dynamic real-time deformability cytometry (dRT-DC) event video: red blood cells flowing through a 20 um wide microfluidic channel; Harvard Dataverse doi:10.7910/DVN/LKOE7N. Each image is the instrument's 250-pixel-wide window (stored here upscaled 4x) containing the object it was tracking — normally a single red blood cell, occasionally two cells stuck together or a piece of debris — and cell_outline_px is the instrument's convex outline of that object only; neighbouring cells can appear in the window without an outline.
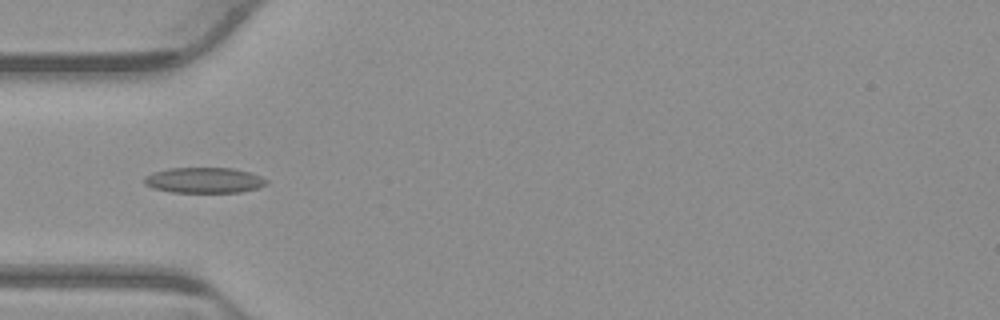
{"species": "common noctule bat (a hibernating species)", "species_latin": "Nyctalus noctula", "temperature_condition": "warm", "stored_images_in_passage": 37, "camera_frame_rate_fps": 3000, "um_per_image_px": 0.085, "animal": {"sex": "male", "body_mass_g": 23.1, "forearm_length_mm": 52.7}, "frame": {"image": 1, "passage_image": 1, "time_ms": 0.0, "image_size_px": [1000, 320], "cell_outline_px": [[268, 184], [260, 188], [240, 192], [172, 192], [152, 188], [144, 184], [144, 176], [152, 172], [168, 168], [232, 168], [248, 172], [260, 176], [268, 180]], "centroid_in_image_um": [17.34, 15.32], "position_along_channel_um": 67.7, "area_um2": 18.32}}
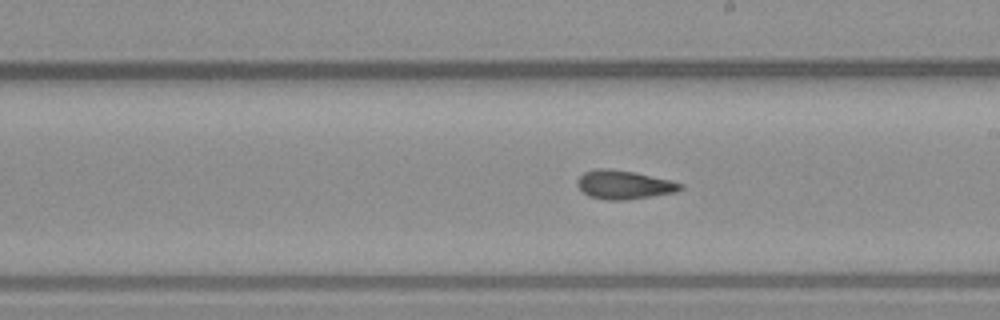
{"frame": {"image": 2, "passage_image": 14, "time_ms": 4.333, "image_size_px": [1000, 320], "cell_outline_px": [[684, 188], [676, 192], [628, 200], [608, 200], [588, 196], [576, 184], [576, 180], [584, 172], [596, 168], [608, 168], [632, 172], [668, 180], [684, 184]], "centroid_in_image_um": [53.02, 15.71], "position_along_channel_um": 236.0, "area_um2": 17.17}}
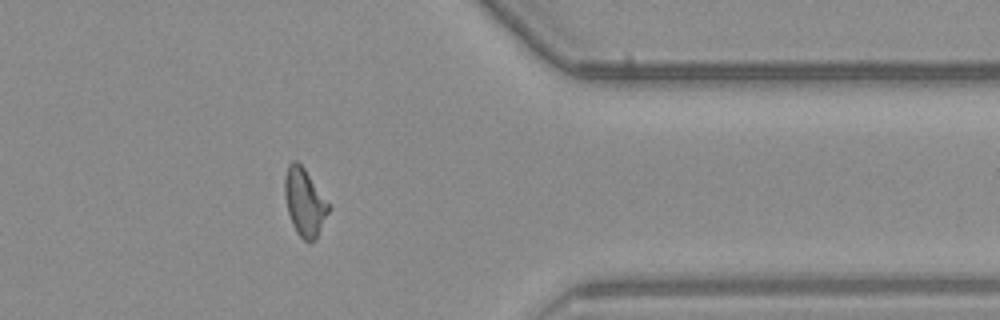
{"frame": {"image": 3, "passage_image": 27, "time_ms": 8.667, "image_size_px": [1000, 320], "cell_outline_px": [[328, 212], [316, 240], [308, 244], [296, 232], [292, 224], [288, 212], [284, 196], [284, 176], [288, 164], [292, 160], [296, 160], [304, 168], [328, 204]], "centroid_in_image_um": [25.84, 17.21], "position_along_channel_um": 385.6, "area_um2": 17.05}, "authors_computed_cell_mechanics": {"area_um2": 16.8776, "velocity_mm_per_s": 3.8501, "shape_relaxation_time_tau1_ms": 6.8849, "shape_relaxation_time_tau2_ms": 2.4189, "deformation_change_tau1": 0.1698, "deformation_change_tau2": 0.0995}}